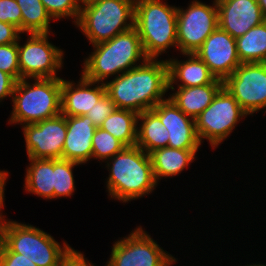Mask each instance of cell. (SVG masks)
Returning <instances> with one entry per match:
<instances>
[{"label":"cell","instance_id":"74e56055","mask_svg":"<svg viewBox=\"0 0 266 266\" xmlns=\"http://www.w3.org/2000/svg\"><path fill=\"white\" fill-rule=\"evenodd\" d=\"M97 1H99V0H76V3L79 6V8L81 9V8H83L87 5H90L92 3H95ZM81 3H82V5H81Z\"/></svg>","mask_w":266,"mask_h":266},{"label":"cell","instance_id":"d590c367","mask_svg":"<svg viewBox=\"0 0 266 266\" xmlns=\"http://www.w3.org/2000/svg\"><path fill=\"white\" fill-rule=\"evenodd\" d=\"M62 266H95L90 262H86L84 255L81 252L76 251L73 252L63 261Z\"/></svg>","mask_w":266,"mask_h":266},{"label":"cell","instance_id":"4dcf8cb0","mask_svg":"<svg viewBox=\"0 0 266 266\" xmlns=\"http://www.w3.org/2000/svg\"><path fill=\"white\" fill-rule=\"evenodd\" d=\"M116 109L115 103L109 95L105 93L94 107L87 112L88 116L96 128H100L103 121Z\"/></svg>","mask_w":266,"mask_h":266},{"label":"cell","instance_id":"5bb4252c","mask_svg":"<svg viewBox=\"0 0 266 266\" xmlns=\"http://www.w3.org/2000/svg\"><path fill=\"white\" fill-rule=\"evenodd\" d=\"M195 54L208 66L219 80L225 81L241 64L236 47V39L217 27Z\"/></svg>","mask_w":266,"mask_h":266},{"label":"cell","instance_id":"484cf974","mask_svg":"<svg viewBox=\"0 0 266 266\" xmlns=\"http://www.w3.org/2000/svg\"><path fill=\"white\" fill-rule=\"evenodd\" d=\"M22 14V33H49L52 17L41 0H16Z\"/></svg>","mask_w":266,"mask_h":266},{"label":"cell","instance_id":"836d02e7","mask_svg":"<svg viewBox=\"0 0 266 266\" xmlns=\"http://www.w3.org/2000/svg\"><path fill=\"white\" fill-rule=\"evenodd\" d=\"M21 32L10 23L0 21V45L18 42Z\"/></svg>","mask_w":266,"mask_h":266},{"label":"cell","instance_id":"f546056e","mask_svg":"<svg viewBox=\"0 0 266 266\" xmlns=\"http://www.w3.org/2000/svg\"><path fill=\"white\" fill-rule=\"evenodd\" d=\"M0 71L11 75L16 81L20 80L18 42L0 45Z\"/></svg>","mask_w":266,"mask_h":266},{"label":"cell","instance_id":"5b68a950","mask_svg":"<svg viewBox=\"0 0 266 266\" xmlns=\"http://www.w3.org/2000/svg\"><path fill=\"white\" fill-rule=\"evenodd\" d=\"M177 9L160 0H136L134 27L148 59H156L166 49L177 48Z\"/></svg>","mask_w":266,"mask_h":266},{"label":"cell","instance_id":"8fae6325","mask_svg":"<svg viewBox=\"0 0 266 266\" xmlns=\"http://www.w3.org/2000/svg\"><path fill=\"white\" fill-rule=\"evenodd\" d=\"M25 45L18 42L20 79L59 78L63 51L48 42V33H31Z\"/></svg>","mask_w":266,"mask_h":266},{"label":"cell","instance_id":"277c9868","mask_svg":"<svg viewBox=\"0 0 266 266\" xmlns=\"http://www.w3.org/2000/svg\"><path fill=\"white\" fill-rule=\"evenodd\" d=\"M63 246L39 228L5 220L0 252L22 254L37 266H62L74 250L66 242Z\"/></svg>","mask_w":266,"mask_h":266},{"label":"cell","instance_id":"d4e9b609","mask_svg":"<svg viewBox=\"0 0 266 266\" xmlns=\"http://www.w3.org/2000/svg\"><path fill=\"white\" fill-rule=\"evenodd\" d=\"M236 47L241 63H266V20L236 38Z\"/></svg>","mask_w":266,"mask_h":266},{"label":"cell","instance_id":"7c38bea8","mask_svg":"<svg viewBox=\"0 0 266 266\" xmlns=\"http://www.w3.org/2000/svg\"><path fill=\"white\" fill-rule=\"evenodd\" d=\"M223 86L249 115L266 107V63H241Z\"/></svg>","mask_w":266,"mask_h":266},{"label":"cell","instance_id":"30bf717a","mask_svg":"<svg viewBox=\"0 0 266 266\" xmlns=\"http://www.w3.org/2000/svg\"><path fill=\"white\" fill-rule=\"evenodd\" d=\"M218 27L216 0L209 6L194 0L186 10L177 9V48L182 54L195 53Z\"/></svg>","mask_w":266,"mask_h":266},{"label":"cell","instance_id":"e0dca14e","mask_svg":"<svg viewBox=\"0 0 266 266\" xmlns=\"http://www.w3.org/2000/svg\"><path fill=\"white\" fill-rule=\"evenodd\" d=\"M94 84L97 82L86 79L82 74L77 85L70 80L62 79L61 114L65 116L86 115L106 93L104 82L91 88Z\"/></svg>","mask_w":266,"mask_h":266},{"label":"cell","instance_id":"ffe728a7","mask_svg":"<svg viewBox=\"0 0 266 266\" xmlns=\"http://www.w3.org/2000/svg\"><path fill=\"white\" fill-rule=\"evenodd\" d=\"M223 87V81L193 87H178L170 98L187 116L197 118L211 103L217 92Z\"/></svg>","mask_w":266,"mask_h":266},{"label":"cell","instance_id":"603a6c76","mask_svg":"<svg viewBox=\"0 0 266 266\" xmlns=\"http://www.w3.org/2000/svg\"><path fill=\"white\" fill-rule=\"evenodd\" d=\"M31 163L25 176V190L46 199H54V159L28 158Z\"/></svg>","mask_w":266,"mask_h":266},{"label":"cell","instance_id":"1f68e13d","mask_svg":"<svg viewBox=\"0 0 266 266\" xmlns=\"http://www.w3.org/2000/svg\"><path fill=\"white\" fill-rule=\"evenodd\" d=\"M0 21L14 25L22 33V14L16 0H0Z\"/></svg>","mask_w":266,"mask_h":266},{"label":"cell","instance_id":"9c48e42d","mask_svg":"<svg viewBox=\"0 0 266 266\" xmlns=\"http://www.w3.org/2000/svg\"><path fill=\"white\" fill-rule=\"evenodd\" d=\"M110 256L106 266H170L177 261L139 226L114 243Z\"/></svg>","mask_w":266,"mask_h":266},{"label":"cell","instance_id":"4316f807","mask_svg":"<svg viewBox=\"0 0 266 266\" xmlns=\"http://www.w3.org/2000/svg\"><path fill=\"white\" fill-rule=\"evenodd\" d=\"M79 163L54 159V199L71 196L75 189L73 168Z\"/></svg>","mask_w":266,"mask_h":266},{"label":"cell","instance_id":"f1b7e54d","mask_svg":"<svg viewBox=\"0 0 266 266\" xmlns=\"http://www.w3.org/2000/svg\"><path fill=\"white\" fill-rule=\"evenodd\" d=\"M46 11L52 19L71 17L76 24L80 14V8L76 0H41Z\"/></svg>","mask_w":266,"mask_h":266},{"label":"cell","instance_id":"83f0119b","mask_svg":"<svg viewBox=\"0 0 266 266\" xmlns=\"http://www.w3.org/2000/svg\"><path fill=\"white\" fill-rule=\"evenodd\" d=\"M126 146L109 132L96 128L92 139V158L102 161L112 158Z\"/></svg>","mask_w":266,"mask_h":266},{"label":"cell","instance_id":"3957f363","mask_svg":"<svg viewBox=\"0 0 266 266\" xmlns=\"http://www.w3.org/2000/svg\"><path fill=\"white\" fill-rule=\"evenodd\" d=\"M94 52L84 61L82 75L93 82L103 83L109 76L120 75L146 61L140 36L135 27L112 39L93 45Z\"/></svg>","mask_w":266,"mask_h":266},{"label":"cell","instance_id":"6da1fadb","mask_svg":"<svg viewBox=\"0 0 266 266\" xmlns=\"http://www.w3.org/2000/svg\"><path fill=\"white\" fill-rule=\"evenodd\" d=\"M105 82L106 93L117 109L142 113L164 101L168 92L167 61L147 59L142 64Z\"/></svg>","mask_w":266,"mask_h":266},{"label":"cell","instance_id":"8d00e7d4","mask_svg":"<svg viewBox=\"0 0 266 266\" xmlns=\"http://www.w3.org/2000/svg\"><path fill=\"white\" fill-rule=\"evenodd\" d=\"M8 177V172L7 171H0V206H4V187H5V182Z\"/></svg>","mask_w":266,"mask_h":266},{"label":"cell","instance_id":"8992f818","mask_svg":"<svg viewBox=\"0 0 266 266\" xmlns=\"http://www.w3.org/2000/svg\"><path fill=\"white\" fill-rule=\"evenodd\" d=\"M16 81L9 123L33 124L61 114L62 78H35Z\"/></svg>","mask_w":266,"mask_h":266},{"label":"cell","instance_id":"60d3db41","mask_svg":"<svg viewBox=\"0 0 266 266\" xmlns=\"http://www.w3.org/2000/svg\"><path fill=\"white\" fill-rule=\"evenodd\" d=\"M247 266H266V265H262V264H253V265H247Z\"/></svg>","mask_w":266,"mask_h":266},{"label":"cell","instance_id":"ac0fdd59","mask_svg":"<svg viewBox=\"0 0 266 266\" xmlns=\"http://www.w3.org/2000/svg\"><path fill=\"white\" fill-rule=\"evenodd\" d=\"M66 126L62 159L85 164L92 158V139L96 127L86 115L66 116Z\"/></svg>","mask_w":266,"mask_h":266},{"label":"cell","instance_id":"2e32d148","mask_svg":"<svg viewBox=\"0 0 266 266\" xmlns=\"http://www.w3.org/2000/svg\"><path fill=\"white\" fill-rule=\"evenodd\" d=\"M152 110L168 130V147L199 149L201 142L196 132L195 119L181 111L170 98L159 102Z\"/></svg>","mask_w":266,"mask_h":266},{"label":"cell","instance_id":"52a82bcc","mask_svg":"<svg viewBox=\"0 0 266 266\" xmlns=\"http://www.w3.org/2000/svg\"><path fill=\"white\" fill-rule=\"evenodd\" d=\"M135 1L99 0L80 9L76 25L92 45L108 41L134 27Z\"/></svg>","mask_w":266,"mask_h":266},{"label":"cell","instance_id":"f35d334b","mask_svg":"<svg viewBox=\"0 0 266 266\" xmlns=\"http://www.w3.org/2000/svg\"><path fill=\"white\" fill-rule=\"evenodd\" d=\"M3 207L4 206H0V211H1V208L3 209ZM4 223H5V218H4V216L2 217V214L0 213V243L2 242Z\"/></svg>","mask_w":266,"mask_h":266},{"label":"cell","instance_id":"4fadbf2b","mask_svg":"<svg viewBox=\"0 0 266 266\" xmlns=\"http://www.w3.org/2000/svg\"><path fill=\"white\" fill-rule=\"evenodd\" d=\"M28 158L62 159L67 133L66 116L59 114L33 124L23 125Z\"/></svg>","mask_w":266,"mask_h":266},{"label":"cell","instance_id":"44dd1931","mask_svg":"<svg viewBox=\"0 0 266 266\" xmlns=\"http://www.w3.org/2000/svg\"><path fill=\"white\" fill-rule=\"evenodd\" d=\"M198 149L163 147L149 153L156 183L161 177L176 176L196 157Z\"/></svg>","mask_w":266,"mask_h":266},{"label":"cell","instance_id":"e575fe53","mask_svg":"<svg viewBox=\"0 0 266 266\" xmlns=\"http://www.w3.org/2000/svg\"><path fill=\"white\" fill-rule=\"evenodd\" d=\"M16 80L6 72L0 71V102L7 96H12Z\"/></svg>","mask_w":266,"mask_h":266},{"label":"cell","instance_id":"d6a6232c","mask_svg":"<svg viewBox=\"0 0 266 266\" xmlns=\"http://www.w3.org/2000/svg\"><path fill=\"white\" fill-rule=\"evenodd\" d=\"M0 266H37L31 260L14 252H0Z\"/></svg>","mask_w":266,"mask_h":266},{"label":"cell","instance_id":"9a60e30c","mask_svg":"<svg viewBox=\"0 0 266 266\" xmlns=\"http://www.w3.org/2000/svg\"><path fill=\"white\" fill-rule=\"evenodd\" d=\"M218 27L233 38L265 21L257 0H216Z\"/></svg>","mask_w":266,"mask_h":266},{"label":"cell","instance_id":"7a4b0ae2","mask_svg":"<svg viewBox=\"0 0 266 266\" xmlns=\"http://www.w3.org/2000/svg\"><path fill=\"white\" fill-rule=\"evenodd\" d=\"M106 162L110 171L107 189L111 198L126 203L150 194L155 189L157 183L150 156L140 147H125Z\"/></svg>","mask_w":266,"mask_h":266},{"label":"cell","instance_id":"d6986e66","mask_svg":"<svg viewBox=\"0 0 266 266\" xmlns=\"http://www.w3.org/2000/svg\"><path fill=\"white\" fill-rule=\"evenodd\" d=\"M186 61L177 59L166 60L168 65V88L175 90L173 84L178 81V87H193L213 83L217 78L208 69V66L195 54H183Z\"/></svg>","mask_w":266,"mask_h":266},{"label":"cell","instance_id":"ba28073f","mask_svg":"<svg viewBox=\"0 0 266 266\" xmlns=\"http://www.w3.org/2000/svg\"><path fill=\"white\" fill-rule=\"evenodd\" d=\"M248 115L223 86L212 103L195 118L196 132L200 142L207 139L216 148L230 135L240 118Z\"/></svg>","mask_w":266,"mask_h":266},{"label":"cell","instance_id":"ab89813d","mask_svg":"<svg viewBox=\"0 0 266 266\" xmlns=\"http://www.w3.org/2000/svg\"><path fill=\"white\" fill-rule=\"evenodd\" d=\"M257 2L261 8L264 19L266 20V0H257Z\"/></svg>","mask_w":266,"mask_h":266},{"label":"cell","instance_id":"cb8c5ba5","mask_svg":"<svg viewBox=\"0 0 266 266\" xmlns=\"http://www.w3.org/2000/svg\"><path fill=\"white\" fill-rule=\"evenodd\" d=\"M138 113L127 109H115L102 123L101 129L109 132L126 147L136 146Z\"/></svg>","mask_w":266,"mask_h":266},{"label":"cell","instance_id":"7402d4cb","mask_svg":"<svg viewBox=\"0 0 266 266\" xmlns=\"http://www.w3.org/2000/svg\"><path fill=\"white\" fill-rule=\"evenodd\" d=\"M140 127L137 128V143L147 154L150 152L168 147L169 133L162 124L160 117L152 110H146L138 114Z\"/></svg>","mask_w":266,"mask_h":266}]
</instances>
